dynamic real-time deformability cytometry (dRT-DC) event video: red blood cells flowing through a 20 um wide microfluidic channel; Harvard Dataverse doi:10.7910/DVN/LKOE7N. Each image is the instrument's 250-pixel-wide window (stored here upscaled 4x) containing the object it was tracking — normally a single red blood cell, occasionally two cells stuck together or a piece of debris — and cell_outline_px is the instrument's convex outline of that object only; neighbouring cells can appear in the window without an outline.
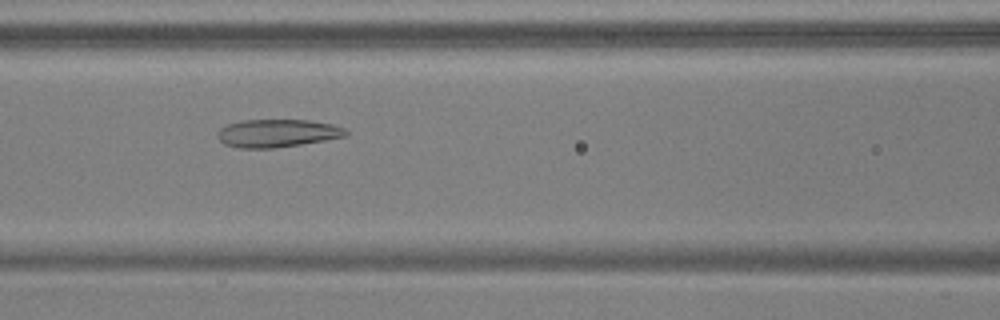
{"species": "common noctule bat (a hibernating species)", "species_latin": "Nyctalus noctula", "temperature_condition": "warm", "stored_images_in_passage": 51, "camera_frame_rate_fps": 3000, "um_per_image_px": 0.085, "animal": {"sex": "male", "body_mass_g": 17.9, "forearm_length_mm": 54.2}, "frame": {"image": 1, "passage_image": 24, "time_ms": 7.667, "image_size_px": [1000, 320], "cell_outline_px": [[348, 132], [344, 136], [324, 140], [276, 148], [240, 148], [224, 144], [216, 136], [216, 132], [220, 128], [228, 124], [240, 120], [308, 120], [332, 124], [344, 128]], "centroid_in_image_um": [23.51, 11.32], "position_along_channel_um": 143.1, "area_um2": 20.81}}
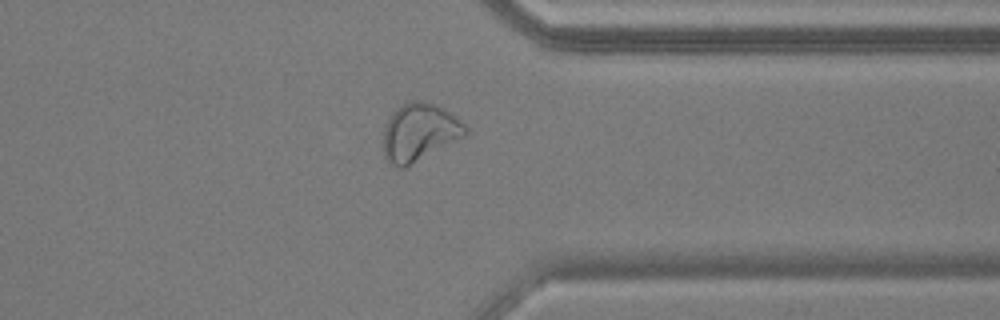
{"frame": {"image": 2, "passage_image": 43, "time_ms": 14.0, "image_size_px": [1000, 320], "cell_outline_px": [[468, 132], [464, 136], [404, 168], [400, 168], [392, 164], [384, 156], [384, 128], [392, 112], [400, 104], [408, 100], [420, 100], [436, 104], [444, 108], [456, 116], [468, 128]], "centroid_in_image_um": [35.65, 11.2], "position_along_channel_um": 375.8, "area_um2": 27.51}}
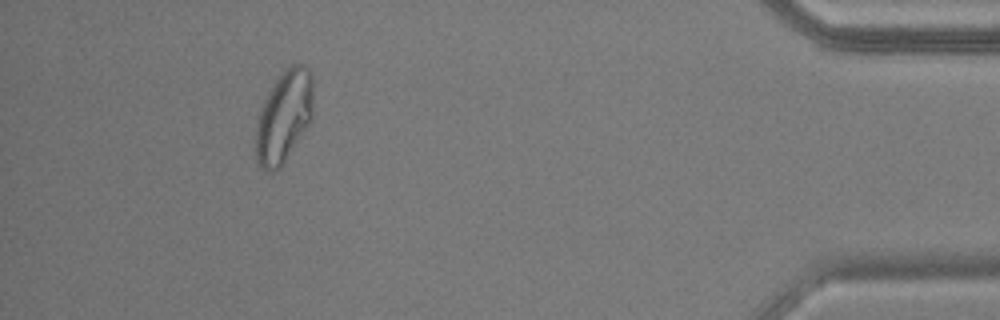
{"frame": {"image": 3, "passage_image": 50, "time_ms": 16.333, "image_size_px": [1000, 320], "cell_outline_px": [[312, 120], [280, 168], [276, 172], [268, 172], [260, 168], [256, 160], [252, 148], [256, 120], [260, 108], [268, 92], [280, 72], [284, 68], [292, 64], [304, 64], [308, 68], [312, 76]], "centroid_in_image_um": [24.07, 9.95], "position_along_channel_um": 411.1, "area_um2": 31.73}}